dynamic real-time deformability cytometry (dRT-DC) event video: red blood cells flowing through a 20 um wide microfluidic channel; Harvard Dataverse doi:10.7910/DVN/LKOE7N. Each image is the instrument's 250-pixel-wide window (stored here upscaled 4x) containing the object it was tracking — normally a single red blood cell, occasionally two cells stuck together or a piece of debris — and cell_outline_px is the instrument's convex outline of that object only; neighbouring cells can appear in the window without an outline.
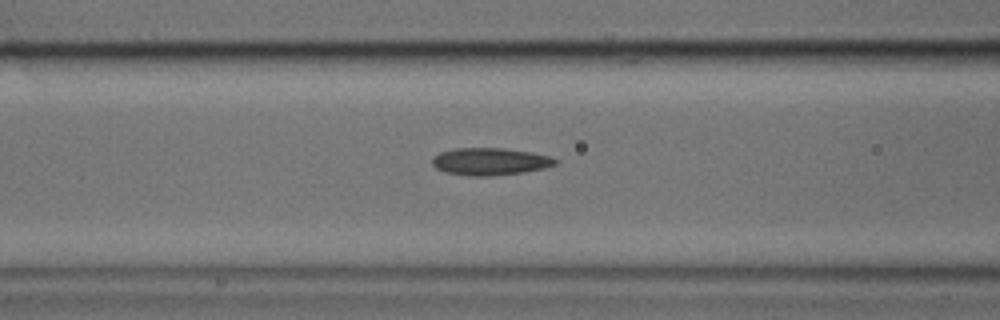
{"species": "common noctule bat (a hibernating species)", "species_latin": "Nyctalus noctula", "temperature_condition": "cold", "stored_images_in_passage": 34, "camera_frame_rate_fps": 3000, "um_per_image_px": 0.085, "animal": {"sex": "male", "body_mass_g": 17.9, "forearm_length_mm": 54.2}, "frame": {"image": 1, "passage_image": 13, "time_ms": 4.0, "image_size_px": [1000, 320], "cell_outline_px": [[560, 160], [556, 164], [544, 168], [524, 172], [488, 176], [468, 176], [444, 172], [436, 168], [432, 164], [432, 156], [440, 152], [452, 148], [504, 148], [528, 152], [548, 156]], "centroid_in_image_um": [41.61, 13.73], "position_along_channel_um": 125.0, "area_um2": 19.65}}
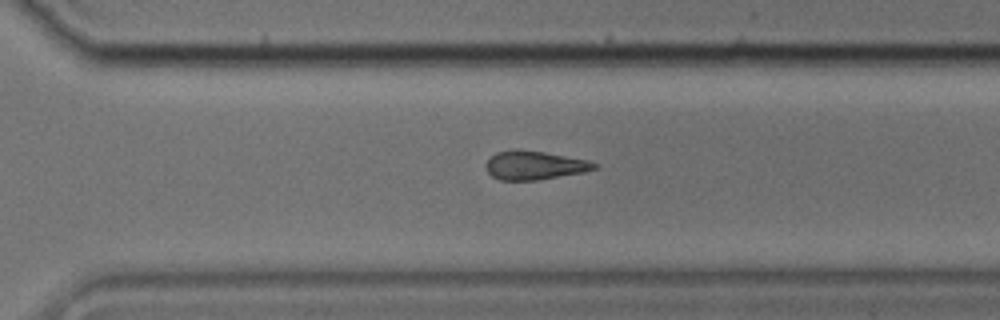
{"frame": {"image": 2, "passage_image": 28, "time_ms": 9.0, "image_size_px": [1000, 320], "cell_outline_px": [[600, 164], [596, 168], [584, 172], [536, 180], [500, 180], [492, 176], [488, 172], [484, 164], [496, 152], [512, 148], [516, 148], [544, 152], [588, 160]], "centroid_in_image_um": [45.41, 14.03], "position_along_channel_um": 325.2, "area_um2": 18.26}}
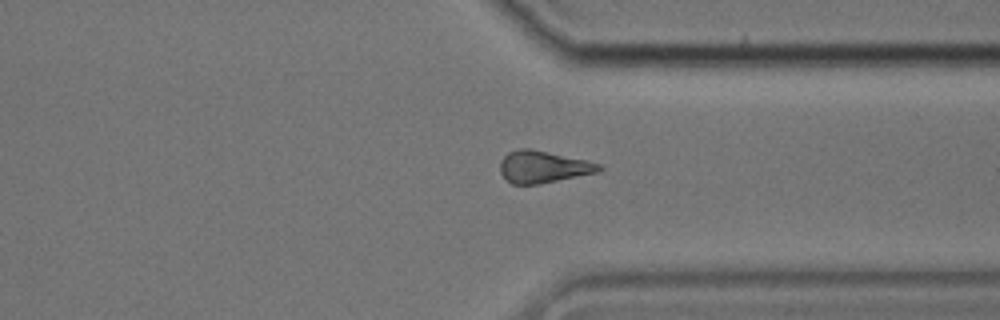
{"frame": {"image": 3, "passage_image": 31, "time_ms": 10.0, "image_size_px": [1000, 320], "cell_outline_px": [[604, 168], [596, 172], [540, 184], [512, 184], [500, 172], [500, 160], [508, 152], [520, 148], [532, 148], [584, 160], [600, 164]], "centroid_in_image_um": [46.13, 14.17], "position_along_channel_um": 365.3, "area_um2": 18.26}}